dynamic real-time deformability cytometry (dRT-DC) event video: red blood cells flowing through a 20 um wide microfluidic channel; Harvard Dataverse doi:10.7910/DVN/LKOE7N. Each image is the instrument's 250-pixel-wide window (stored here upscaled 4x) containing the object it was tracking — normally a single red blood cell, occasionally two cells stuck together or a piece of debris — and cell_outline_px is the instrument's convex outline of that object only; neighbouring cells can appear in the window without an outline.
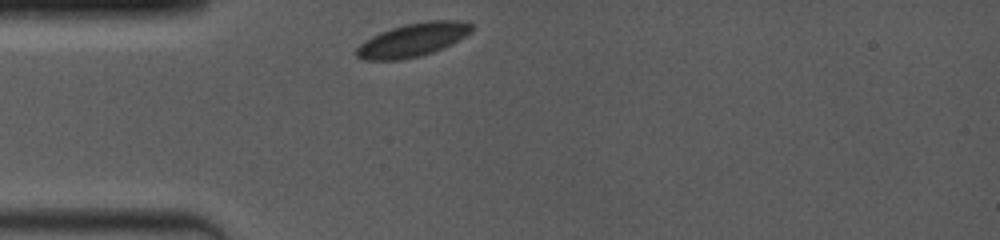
{"species": "common noctule bat (a hibernating species)", "species_latin": "Nyctalus noctula", "temperature_condition": "room temperature", "stored_images_in_passage": 33, "camera_frame_rate_fps": 4000, "um_per_image_px": 0.085, "animal": {"sex": "female", "body_mass_g": 19.0, "forearm_length_mm": 53.3}, "frame": {"image": 1, "passage_image": 1, "time_ms": 0.0, "image_size_px": [1000, 240], "cell_outline_px": [[472, 28], [464, 36], [432, 52], [420, 56], [400, 60], [364, 60], [356, 56], [356, 48], [364, 40], [380, 32], [404, 24], [428, 20], [456, 20], [472, 24]], "centroid_in_image_um": [35.01, 3.39], "position_along_channel_um": 50.0, "area_um2": 22.08}}
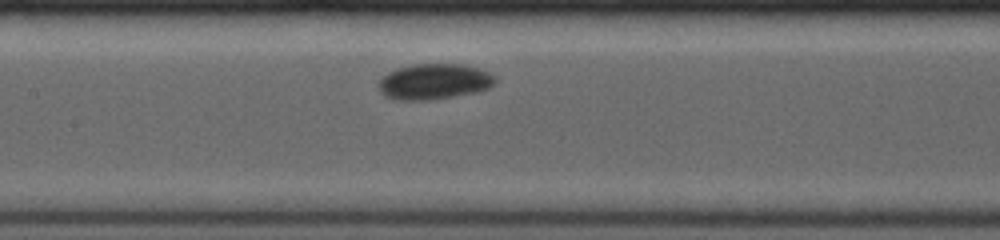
{"frame": {"image": 2, "passage_image": 19, "time_ms": 3.5, "image_size_px": [1000, 240], "cell_outline_px": [[496, 80], [488, 88], [476, 92], [428, 100], [396, 100], [384, 96], [380, 92], [380, 80], [388, 72], [396, 68], [412, 64], [464, 64], [480, 68], [496, 76]], "centroid_in_image_um": [36.9, 6.92], "position_along_channel_um": 170.5, "area_um2": 24.22}}
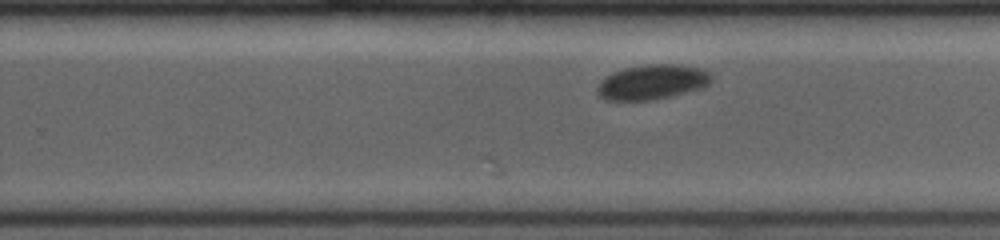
{"frame": {"image": 3, "passage_image": 33, "time_ms": 6.25, "image_size_px": [1000, 240], "cell_outline_px": [[712, 80], [704, 88], [672, 96], [652, 100], [604, 100], [596, 92], [596, 88], [600, 80], [624, 68], [644, 64], [680, 64], [700, 68], [708, 72], [712, 76]], "centroid_in_image_um": [55.45, 6.98], "position_along_channel_um": 274.3, "area_um2": 23.35}}